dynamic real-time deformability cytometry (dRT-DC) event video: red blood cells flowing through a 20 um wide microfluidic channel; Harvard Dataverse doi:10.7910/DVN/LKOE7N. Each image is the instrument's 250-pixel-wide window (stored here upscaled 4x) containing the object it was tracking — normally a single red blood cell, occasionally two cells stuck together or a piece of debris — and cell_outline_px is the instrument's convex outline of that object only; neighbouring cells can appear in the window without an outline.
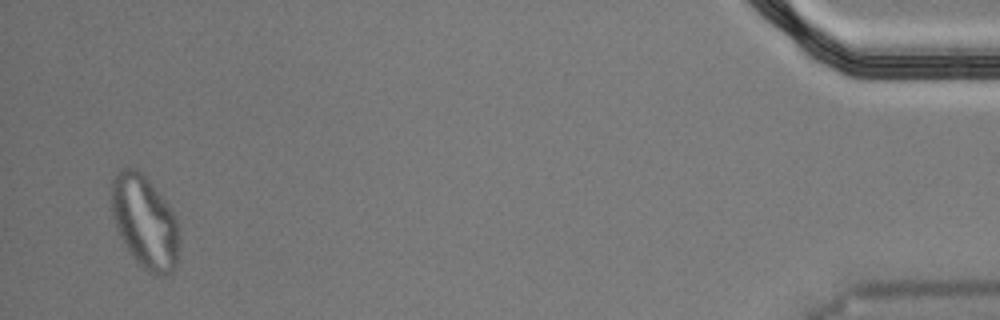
{"species": "Egyptian fruit bat (a non-hibernating species)", "species_latin": "Rousettus aegyptiacus", "temperature_condition": "cold", "stored_images_in_passage": 45, "segment_of_instrument_passage": [2, 2], "camera_frame_rate_fps": 3000, "um_per_image_px": 0.085, "animal": {"sex": "male"}, "frame": {"image": 1, "passage_image": 43, "time_ms": 14.0, "image_size_px": [1000, 320], "cell_outline_px": [[180, 256], [176, 268], [160, 276], [156, 276], [148, 272], [132, 256], [124, 244], [120, 236], [112, 216], [112, 180], [116, 172], [120, 168], [128, 164], [136, 168], [148, 180], [164, 200], [172, 212], [176, 220]], "centroid_in_image_um": [12.29, 18.86], "position_along_channel_um": 422.9, "area_um2": 36.53}}